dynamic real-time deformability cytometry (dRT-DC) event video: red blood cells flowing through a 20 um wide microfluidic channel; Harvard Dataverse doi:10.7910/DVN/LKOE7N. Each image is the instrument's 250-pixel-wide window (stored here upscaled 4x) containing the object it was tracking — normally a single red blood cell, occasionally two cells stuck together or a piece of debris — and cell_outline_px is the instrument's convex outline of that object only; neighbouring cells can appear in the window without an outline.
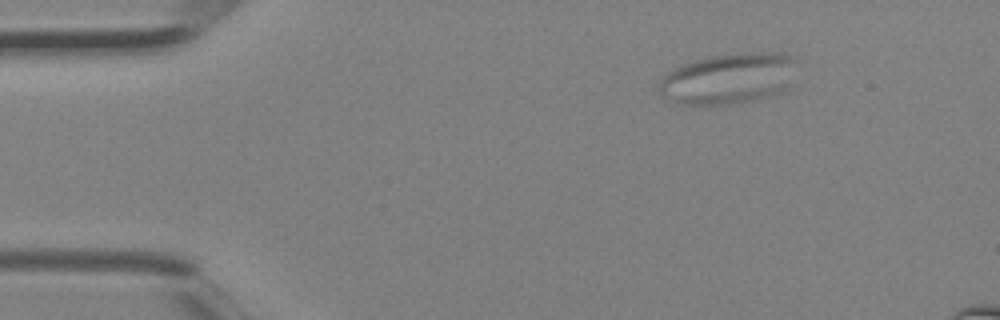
{"species": "Egyptian fruit bat (a non-hibernating species)", "species_latin": "Rousettus aegyptiacus", "temperature_condition": "room temperature", "stored_images_in_passage": 4, "camera_frame_rate_fps": 3000, "um_per_image_px": 0.085, "animal": {"sex": "female"}, "frame": {"image": 1, "passage_image": 2, "time_ms": 0.333, "image_size_px": [1000, 320], "cell_outline_px": [[800, 60], [788, 92], [756, 100], [728, 104], [680, 104], [664, 96], [660, 92], [656, 84], [668, 72], [684, 64], [696, 60], [712, 56], [744, 52], [780, 52], [796, 56]], "centroid_in_image_um": [62.07, 6.66], "position_along_channel_um": 22.9, "area_um2": 41.67}}